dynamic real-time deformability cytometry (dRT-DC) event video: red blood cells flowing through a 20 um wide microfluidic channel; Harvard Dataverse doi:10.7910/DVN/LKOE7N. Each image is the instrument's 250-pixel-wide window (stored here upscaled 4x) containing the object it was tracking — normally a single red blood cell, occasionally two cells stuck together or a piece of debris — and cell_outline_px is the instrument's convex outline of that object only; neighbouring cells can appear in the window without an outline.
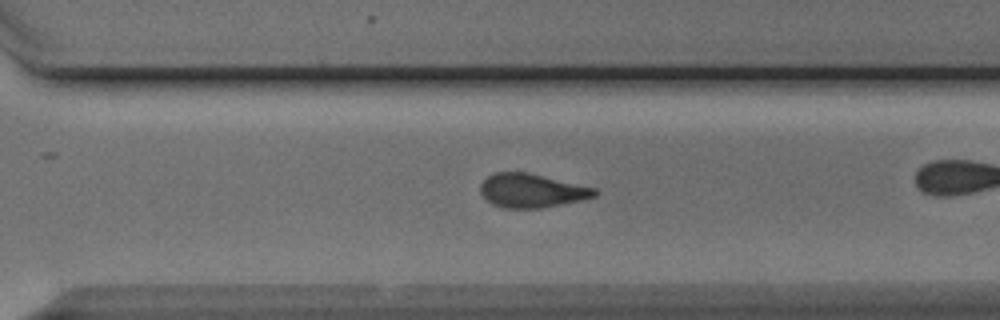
{"species": "Egyptian fruit bat (a non-hibernating species)", "species_latin": "Rousettus aegyptiacus", "temperature_condition": "cold", "stored_images_in_passage": 41, "camera_frame_rate_fps": 3000, "um_per_image_px": 0.085, "animal": {"sex": "male"}, "frame": {"image": 1, "passage_image": 35, "time_ms": 11.333, "image_size_px": [1000, 320], "cell_outline_px": [[600, 192], [596, 196], [580, 200], [540, 208], [504, 208], [492, 204], [480, 192], [480, 184], [488, 176], [496, 172], [528, 172], [596, 188]], "centroid_in_image_um": [45.2, 16.2], "position_along_channel_um": 325.4, "area_um2": 22.43}, "authors_computed_cell_mechanics": {"area_um2": 23.409, "velocity_mm_per_s": 3.8856, "shape_relaxation_time_tau1_ms": 4.5084, "shape_relaxation_time_tau2_ms": 2.808, "deformation_change_tau1": 0.1387, "deformation_change_tau2": 0.1033}}